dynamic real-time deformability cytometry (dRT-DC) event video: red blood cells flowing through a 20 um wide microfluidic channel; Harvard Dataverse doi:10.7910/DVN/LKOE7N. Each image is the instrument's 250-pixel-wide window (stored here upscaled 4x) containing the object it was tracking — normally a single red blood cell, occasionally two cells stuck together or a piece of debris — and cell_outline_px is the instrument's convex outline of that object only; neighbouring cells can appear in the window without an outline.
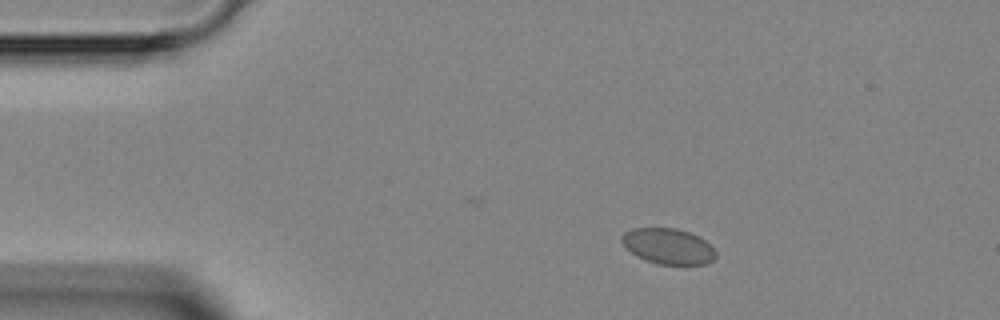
{"species": "Egyptian fruit bat (a non-hibernating species)", "species_latin": "Rousettus aegyptiacus", "temperature_condition": "room temperature", "stored_images_in_passage": 3, "camera_frame_rate_fps": 3000, "um_per_image_px": 0.085, "animal": {"sex": "female"}, "frame": {"image": 1, "passage_image": 1, "time_ms": 0.0, "image_size_px": [1000, 320], "cell_outline_px": [[716, 256], [712, 260], [704, 264], [660, 264], [644, 260], [636, 256], [620, 240], [620, 236], [624, 232], [632, 228], [676, 228], [688, 232], [704, 240], [716, 252]], "centroid_in_image_um": [56.75, 20.92], "position_along_channel_um": 28.2, "area_um2": 19.31}}
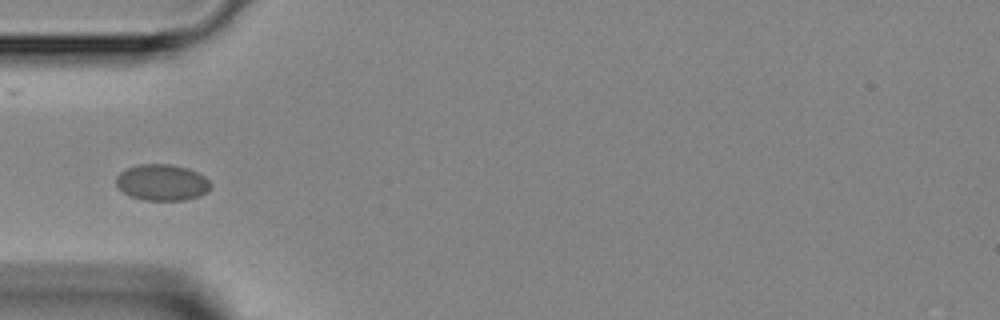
{"frame": {"image": 2, "passage_image": 3, "time_ms": 2.333, "image_size_px": [1000, 320], "cell_outline_px": [[212, 184], [208, 192], [200, 196], [184, 200], [144, 200], [132, 196], [124, 192], [116, 184], [116, 176], [120, 172], [128, 168], [140, 164], [172, 164], [188, 168], [204, 176]], "centroid_in_image_um": [13.8, 15.5], "position_along_channel_um": 71.2, "area_um2": 19.94}}